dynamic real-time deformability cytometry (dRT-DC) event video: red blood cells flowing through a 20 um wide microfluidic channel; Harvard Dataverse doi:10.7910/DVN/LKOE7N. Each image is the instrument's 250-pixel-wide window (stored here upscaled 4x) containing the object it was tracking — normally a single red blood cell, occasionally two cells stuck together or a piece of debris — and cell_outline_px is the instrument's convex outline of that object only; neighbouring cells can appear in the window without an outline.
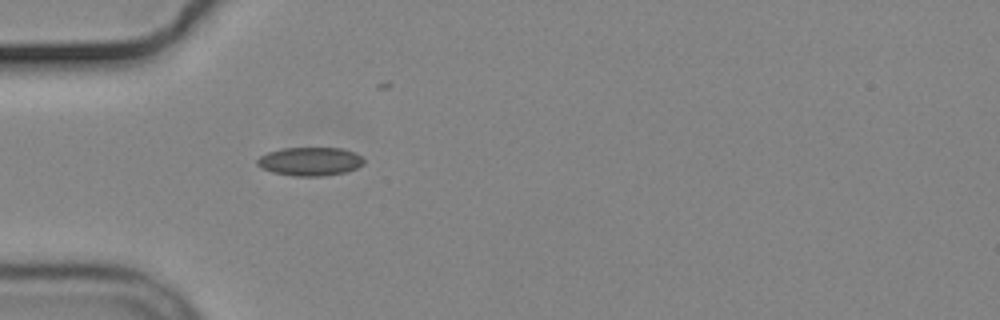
{"species": "common noctule bat (a hibernating species)", "species_latin": "Nyctalus noctula", "temperature_condition": "cold", "stored_images_in_passage": 18, "camera_frame_rate_fps": 3000, "um_per_image_px": 0.085, "animal": {"sex": "male", "body_mass_g": 19.2, "forearm_length_mm": 51.8}, "frame": {"image": 1, "passage_image": 1, "time_ms": 0.0, "image_size_px": [1000, 320], "cell_outline_px": [[364, 164], [356, 168], [344, 172], [324, 176], [292, 176], [272, 172], [260, 168], [256, 164], [256, 160], [260, 156], [268, 152], [284, 148], [340, 148], [352, 152], [360, 156], [364, 160]], "centroid_in_image_um": [26.31, 13.73], "position_along_channel_um": 58.7, "area_um2": 17.69}}
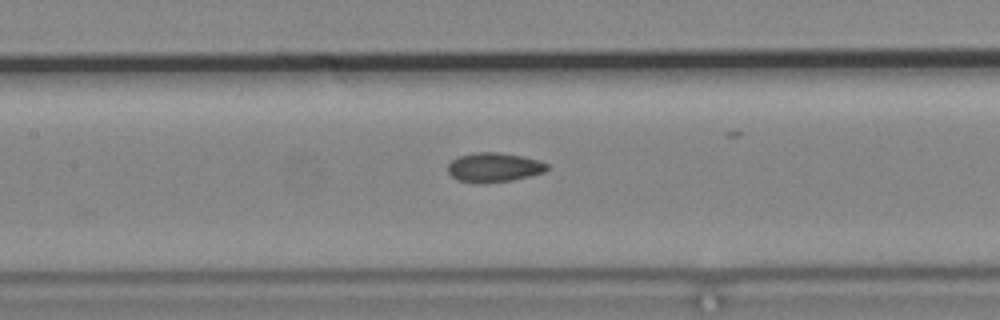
{"frame": {"image": 2, "passage_image": 10, "time_ms": 3.0, "image_size_px": [1000, 320], "cell_outline_px": [[548, 168], [544, 172], [512, 180], [456, 180], [448, 172], [448, 164], [452, 160], [460, 156], [472, 152], [496, 152], [520, 156], [536, 160], [548, 164]], "centroid_in_image_um": [41.98, 14.18], "position_along_channel_um": 165.4, "area_um2": 16.07}}
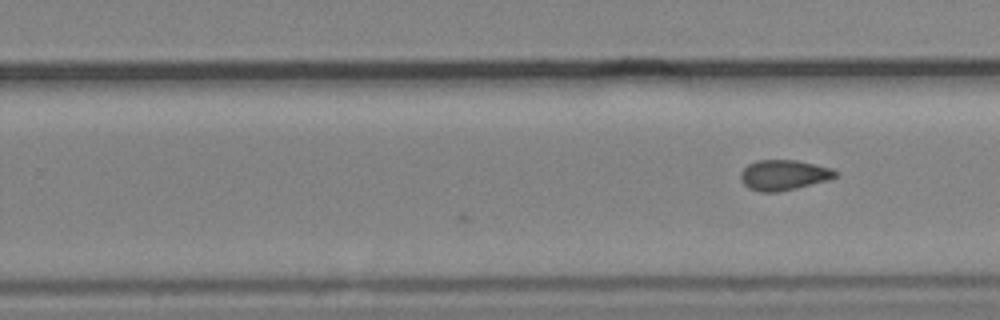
{"frame": {"image": 3, "passage_image": 18, "time_ms": 5.667, "image_size_px": [1000, 320], "cell_outline_px": [[836, 176], [828, 180], [780, 192], [760, 192], [748, 188], [740, 180], [740, 172], [748, 164], [756, 160], [796, 160], [832, 168], [836, 172]], "centroid_in_image_um": [66.57, 14.88], "position_along_channel_um": 263.2, "area_um2": 16.76}}